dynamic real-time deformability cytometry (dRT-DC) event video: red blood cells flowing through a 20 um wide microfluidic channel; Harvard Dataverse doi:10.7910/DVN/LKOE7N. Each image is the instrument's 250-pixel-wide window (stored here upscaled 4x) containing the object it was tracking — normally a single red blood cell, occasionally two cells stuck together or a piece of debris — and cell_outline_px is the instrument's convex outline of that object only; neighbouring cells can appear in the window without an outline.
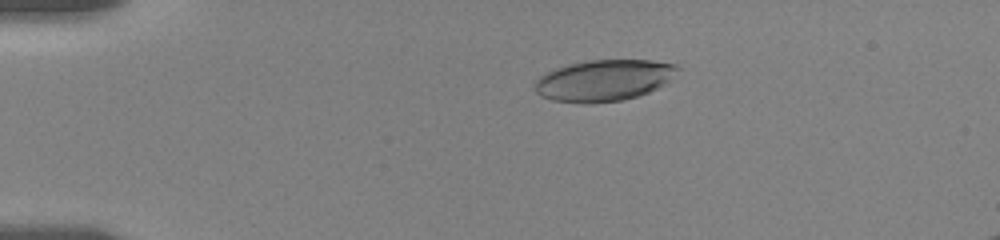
{"species": "human", "species_latin": "Homo sapiens", "temperature_condition": "room temperature", "stored_images_in_passage": 40, "camera_frame_rate_fps": 3000, "um_per_image_px": 0.085, "donor": {"sex": "female"}, "frame": {"image": 1, "passage_image": 7, "time_ms": 3.667, "image_size_px": [1000, 240], "cell_outline_px": [[680, 68], [664, 84], [648, 92], [636, 96], [620, 100], [588, 104], [552, 100], [540, 96], [536, 92], [532, 84], [540, 76], [556, 68], [568, 64], [588, 60], [652, 60], [676, 64]], "centroid_in_image_um": [51.28, 6.83], "position_along_channel_um": 33.7, "area_um2": 34.28}}
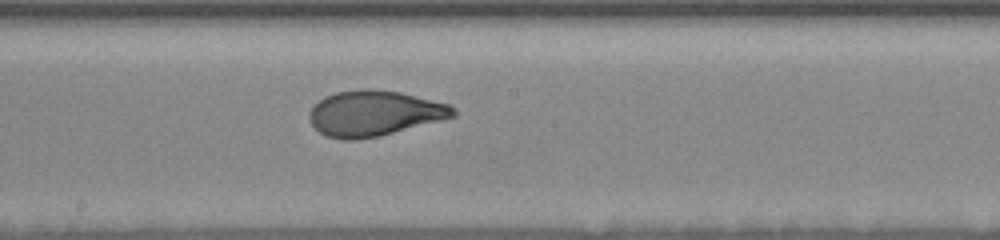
{"frame": {"image": 2, "passage_image": 20, "time_ms": 10.333, "image_size_px": [1000, 240], "cell_outline_px": [[456, 116], [380, 136], [356, 140], [340, 140], [328, 136], [320, 132], [312, 124], [308, 116], [308, 112], [324, 96], [336, 92], [360, 88], [372, 88], [400, 92], [452, 104], [456, 108]], "centroid_in_image_um": [31.83, 9.62], "position_along_channel_um": 216.4, "area_um2": 38.38}}
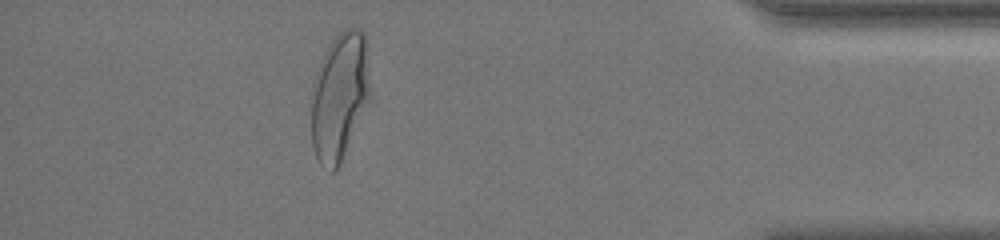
{"frame": {"image": 3, "passage_image": 33, "time_ms": 16.667, "image_size_px": [1000, 240], "cell_outline_px": [[372, 96], [340, 164], [332, 172], [320, 164], [316, 156], [312, 144], [312, 84], [320, 60], [328, 44], [344, 28], [356, 28], [364, 32]], "centroid_in_image_um": [28.87, 8.17], "position_along_channel_um": 406.3, "area_um2": 44.1}, "authors_computed_cell_mechanics": {"area_um2": 37.6278, "velocity_mm_per_s": 3.6079, "shape_relaxation_time_tau1_ms": 6.8401, "shape_relaxation_time_tau2_ms": 0.8677, "deformation_change_tau1": 0.2318, "deformation_change_tau2": 0.0701}}